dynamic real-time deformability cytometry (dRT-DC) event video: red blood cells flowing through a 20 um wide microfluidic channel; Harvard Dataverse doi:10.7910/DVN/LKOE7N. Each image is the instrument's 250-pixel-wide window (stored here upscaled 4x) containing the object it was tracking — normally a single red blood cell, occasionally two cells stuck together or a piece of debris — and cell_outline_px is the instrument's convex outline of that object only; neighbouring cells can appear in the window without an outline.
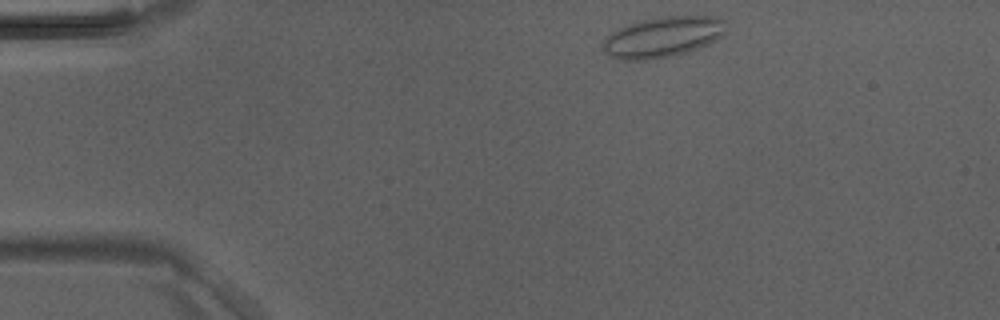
{"species": "Egyptian fruit bat (a non-hibernating species)", "species_latin": "Rousettus aegyptiacus", "temperature_condition": "room temperature", "stored_images_in_passage": 39, "camera_frame_rate_fps": 3000, "um_per_image_px": 0.085, "animal": {"sex": "male"}, "frame": {"image": 1, "passage_image": 1, "time_ms": 0.0, "image_size_px": [1000, 320], "cell_outline_px": [[728, 32], [716, 40], [708, 44], [688, 52], [648, 60], [620, 60], [608, 56], [604, 52], [604, 40], [616, 28], [640, 20], [660, 16], [716, 16], [724, 20]], "centroid_in_image_um": [56.36, 3.13], "position_along_channel_um": 28.6, "area_um2": 29.42}}
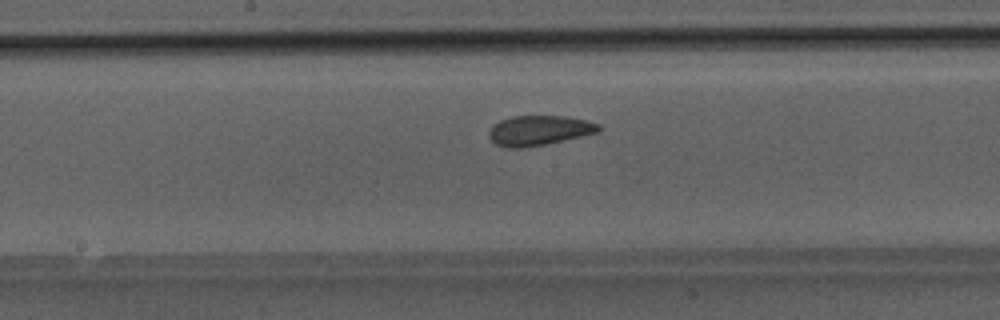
{"frame": {"image": 2, "passage_image": 17, "time_ms": 5.333, "image_size_px": [1000, 320], "cell_outline_px": [[600, 132], [544, 144], [524, 148], [504, 148], [496, 144], [488, 136], [488, 132], [492, 124], [500, 120], [512, 116], [564, 116], [584, 120], [600, 124]], "centroid_in_image_um": [45.77, 11.09], "position_along_channel_um": 202.4, "area_um2": 19.13}}
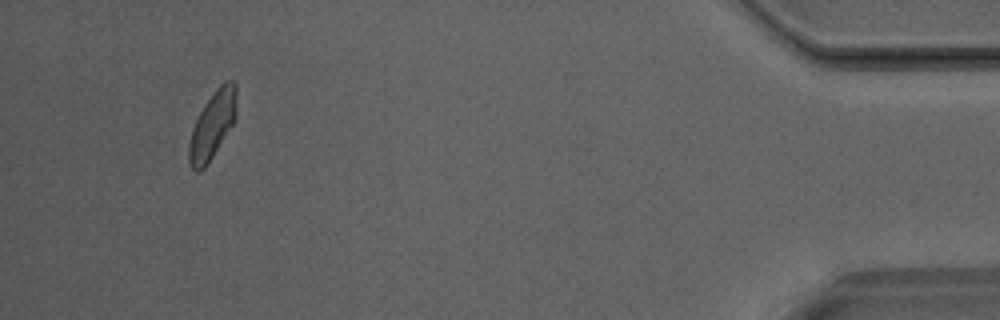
{"frame": {"image": 3, "passage_image": 36, "time_ms": 11.667, "image_size_px": [1000, 320], "cell_outline_px": [[236, 120], [204, 168], [200, 172], [196, 172], [192, 168], [188, 160], [188, 144], [192, 128], [204, 104], [216, 88], [224, 80], [232, 80], [236, 84]], "centroid_in_image_um": [18.06, 10.61], "position_along_channel_um": 417.1, "area_um2": 18.67}}